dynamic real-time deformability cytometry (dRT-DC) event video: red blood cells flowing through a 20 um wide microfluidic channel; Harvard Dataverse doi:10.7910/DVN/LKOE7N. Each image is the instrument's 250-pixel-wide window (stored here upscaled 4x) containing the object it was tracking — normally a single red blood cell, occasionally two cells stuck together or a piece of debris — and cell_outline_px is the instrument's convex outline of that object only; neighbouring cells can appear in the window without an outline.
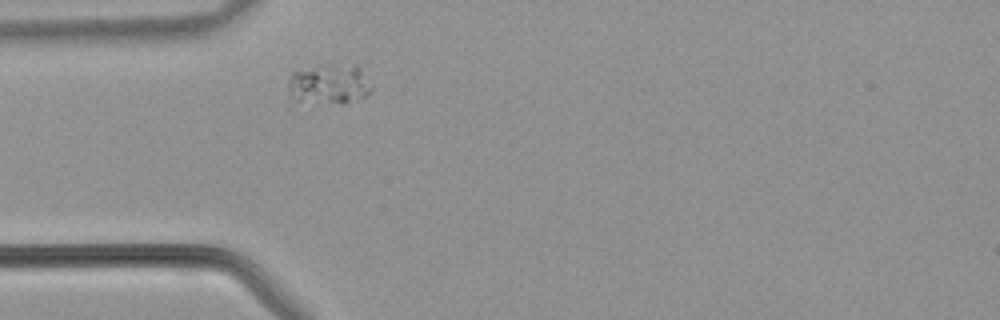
{"species": "common noctule bat (a hibernating species)", "species_latin": "Nyctalus noctula", "temperature_condition": "warm", "stored_images_in_passage": 31, "camera_frame_rate_fps": 3000, "um_per_image_px": 0.085, "animal": {"sex": "male", "body_mass_g": 21.5, "forearm_length_mm": 52.0}, "frame": {"image": 1, "passage_image": 1, "time_ms": 0.0, "image_size_px": [1000, 320], "cell_outline_px": [[372, 92], [364, 96], [344, 104], [340, 104], [300, 100], [288, 88], [288, 80], [292, 72], [352, 64], [356, 64], [360, 68], [372, 84]], "centroid_in_image_um": [28.09, 7.18], "position_along_channel_um": 56.9, "area_um2": 18.5}}
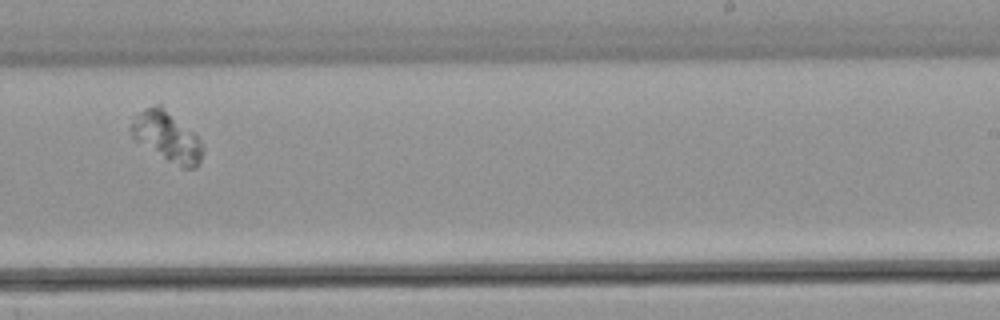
{"frame": {"image": 2, "passage_image": 15, "time_ms": 4.667, "image_size_px": [1000, 320], "cell_outline_px": [[204, 148], [200, 164], [196, 168], [180, 168], [136, 140], [132, 136], [128, 128], [136, 116], [144, 108], [156, 104], [160, 104], [192, 132], [200, 140]], "centroid_in_image_um": [14.21, 11.63], "position_along_channel_um": 274.8, "area_um2": 20.46}}
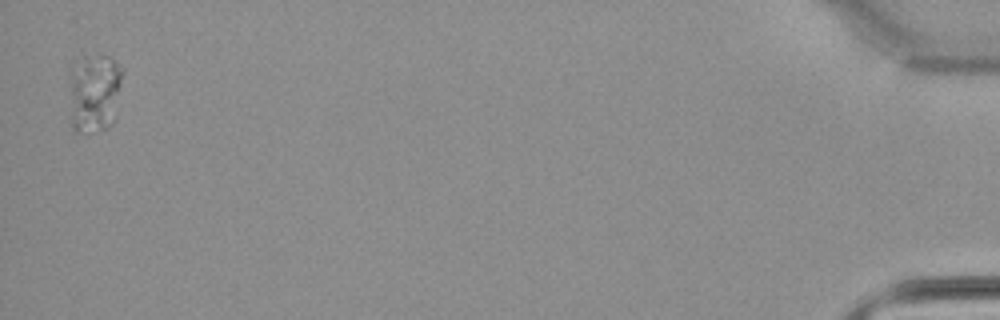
{"frame": {"image": 3, "passage_image": 31, "time_ms": 10.0, "image_size_px": [1000, 320], "cell_outline_px": [[124, 72], [112, 124], [108, 128], [92, 132], [76, 132], [72, 128], [72, 76], [84, 56], [96, 52], [100, 52], [108, 56], [124, 68]], "centroid_in_image_um": [8.11, 7.87], "position_along_channel_um": 427.1, "area_um2": 23.99}}